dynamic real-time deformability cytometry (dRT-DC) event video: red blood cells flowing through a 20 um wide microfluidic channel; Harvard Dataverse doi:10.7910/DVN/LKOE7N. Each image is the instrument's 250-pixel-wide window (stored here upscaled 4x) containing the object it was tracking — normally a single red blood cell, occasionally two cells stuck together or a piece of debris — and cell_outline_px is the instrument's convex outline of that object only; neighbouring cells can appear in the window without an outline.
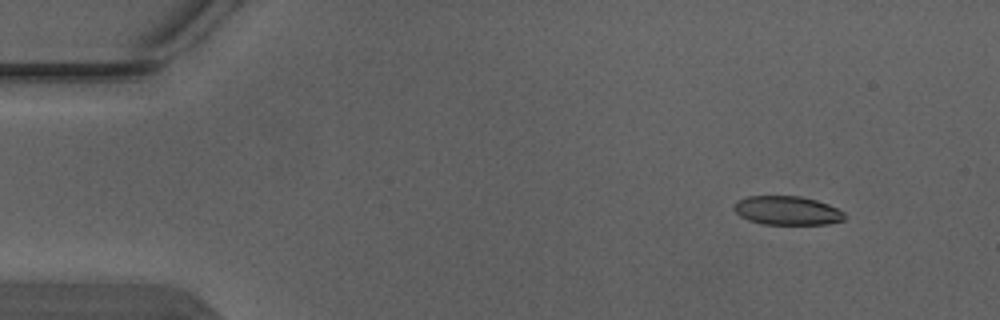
{"species": "Egyptian fruit bat (a non-hibernating species)", "species_latin": "Rousettus aegyptiacus", "temperature_condition": "warm", "stored_images_in_passage": 3, "camera_frame_rate_fps": 3000, "um_per_image_px": 0.085, "animal": {"sex": "male"}, "frame": {"image": 1, "passage_image": 1, "time_ms": 0.0, "image_size_px": [1000, 320], "cell_outline_px": [[844, 220], [828, 224], [764, 224], [748, 220], [740, 216], [732, 208], [736, 200], [748, 196], [800, 196], [816, 200], [828, 204], [844, 212]], "centroid_in_image_um": [66.88, 17.89], "position_along_channel_um": 18.1, "area_um2": 18.61}}